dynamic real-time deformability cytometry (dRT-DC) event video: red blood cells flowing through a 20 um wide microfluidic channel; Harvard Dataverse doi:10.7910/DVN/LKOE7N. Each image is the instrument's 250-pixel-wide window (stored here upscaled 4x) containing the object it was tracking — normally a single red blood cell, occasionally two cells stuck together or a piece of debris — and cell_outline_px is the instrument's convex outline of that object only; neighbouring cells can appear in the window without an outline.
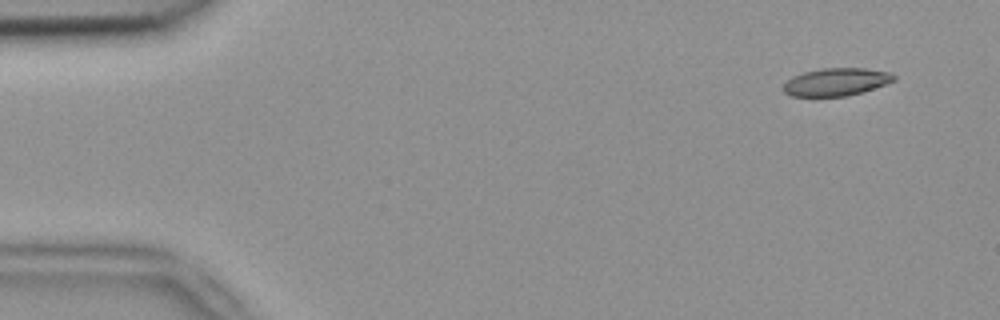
{"species": "common noctule bat (a hibernating species)", "species_latin": "Nyctalus noctula", "temperature_condition": "room temperature", "stored_images_in_passage": 6, "segment_of_instrument_passage": [1, 2], "camera_frame_rate_fps": 3000, "um_per_image_px": 0.085, "animal": {"sex": "female", "body_mass_g": 18.4}, "frame": {"image": 1, "passage_image": 2, "time_ms": 0.333, "image_size_px": [1000, 320], "cell_outline_px": [[896, 80], [864, 92], [848, 96], [792, 96], [784, 92], [784, 84], [792, 76], [804, 72], [824, 68], [864, 68], [892, 72], [896, 76]], "centroid_in_image_um": [71.13, 6.96], "position_along_channel_um": 13.9, "area_um2": 17.92}}
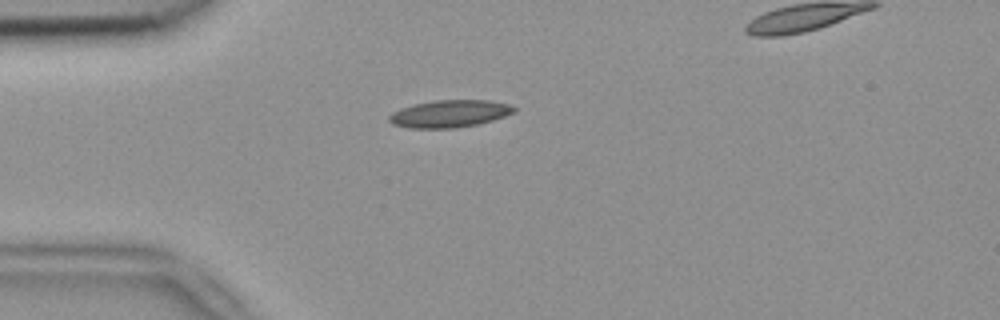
{"frame": {"image": 2, "passage_image": 5, "time_ms": 1.333, "image_size_px": [1000, 320], "cell_outline_px": [[516, 112], [492, 120], [476, 124], [456, 128], [408, 128], [392, 124], [388, 120], [388, 116], [392, 112], [400, 108], [412, 104], [436, 100], [488, 100], [512, 104], [516, 108]], "centroid_in_image_um": [38.2, 9.66], "position_along_channel_um": 46.8, "area_um2": 20.06}}